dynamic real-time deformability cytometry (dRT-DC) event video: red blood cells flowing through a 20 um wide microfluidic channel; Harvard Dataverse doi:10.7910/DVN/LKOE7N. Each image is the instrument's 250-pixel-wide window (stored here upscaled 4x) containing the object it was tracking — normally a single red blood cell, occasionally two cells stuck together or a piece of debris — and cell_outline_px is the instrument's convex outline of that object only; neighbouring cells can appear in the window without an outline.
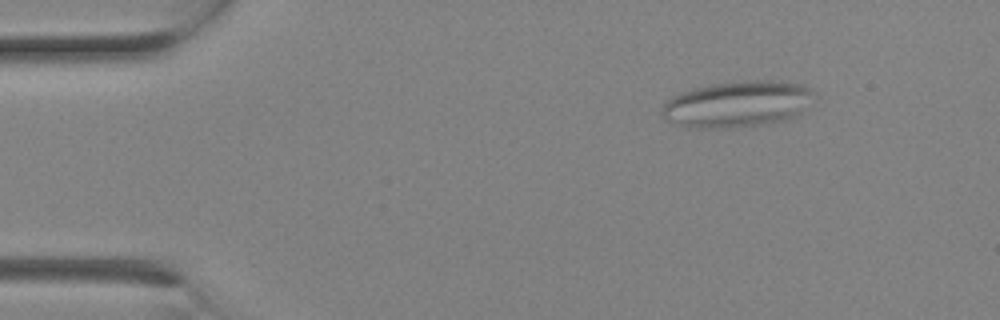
{"species": "Egyptian fruit bat (a non-hibernating species)", "species_latin": "Rousettus aegyptiacus", "temperature_condition": "room temperature", "stored_images_in_passage": 2, "camera_frame_rate_fps": 3000, "um_per_image_px": 0.085, "animal": {"sex": "female"}, "frame": {"image": 1, "passage_image": 1, "time_ms": 0.0, "image_size_px": [1000, 320], "cell_outline_px": [[820, 96], [796, 116], [784, 120], [764, 124], [732, 128], [688, 128], [672, 124], [664, 120], [660, 112], [660, 108], [672, 96], [680, 92], [712, 84], [752, 80], [772, 80], [804, 84], [816, 92]], "centroid_in_image_um": [62.7, 8.86], "position_along_channel_um": 22.3, "area_um2": 41.85}}